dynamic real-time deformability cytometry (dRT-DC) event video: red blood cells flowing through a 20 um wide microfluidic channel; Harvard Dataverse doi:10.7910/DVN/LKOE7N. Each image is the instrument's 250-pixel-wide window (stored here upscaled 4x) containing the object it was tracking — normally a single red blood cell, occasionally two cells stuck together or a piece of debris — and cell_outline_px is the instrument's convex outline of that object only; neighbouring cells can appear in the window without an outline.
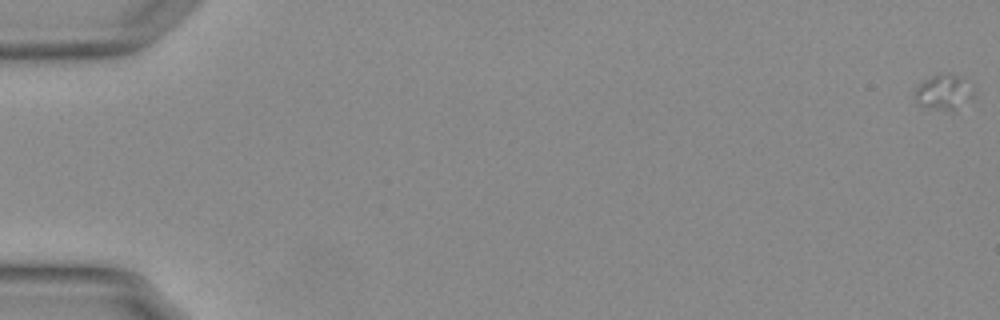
{"species": "Egyptian fruit bat (a non-hibernating species)", "species_latin": "Rousettus aegyptiacus", "temperature_condition": "warm", "stored_images_in_passage": 23, "camera_frame_rate_fps": 3000, "um_per_image_px": 0.085, "animal": {"sex": "female"}, "frame": {"image": 1, "passage_image": 1, "time_ms": 0.0, "image_size_px": [1000, 320], "cell_outline_px": [[972, 96], [952, 108], [928, 108], [920, 104], [912, 96], [912, 92], [924, 80], [940, 72], [964, 76], [972, 92]], "centroid_in_image_um": [80.12, 7.75], "position_along_channel_um": 4.9, "area_um2": 11.44}}